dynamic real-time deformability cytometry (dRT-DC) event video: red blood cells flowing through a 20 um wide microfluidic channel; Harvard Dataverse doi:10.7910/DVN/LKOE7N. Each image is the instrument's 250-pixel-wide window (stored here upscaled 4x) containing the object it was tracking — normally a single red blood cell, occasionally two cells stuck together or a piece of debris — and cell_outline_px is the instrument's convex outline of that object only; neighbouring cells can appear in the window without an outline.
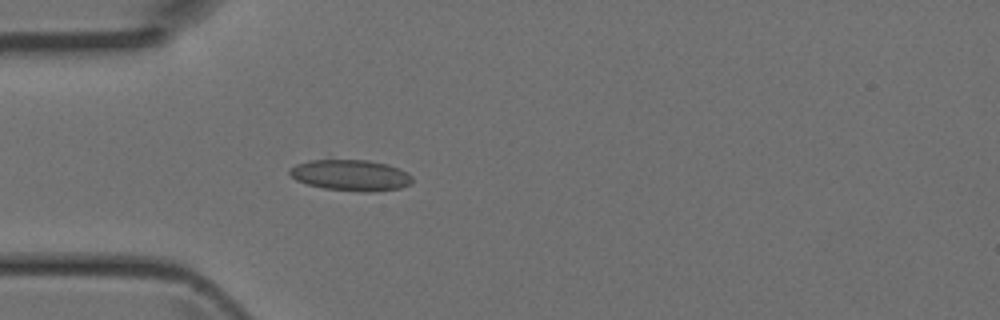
{"species": "Egyptian fruit bat (a non-hibernating species)", "species_latin": "Rousettus aegyptiacus", "temperature_condition": "room temperature", "stored_images_in_passage": 4, "camera_frame_rate_fps": 3000, "um_per_image_px": 0.085, "animal": {"sex": "female"}, "frame": {"image": 1, "passage_image": 4, "time_ms": 1.0, "image_size_px": [1000, 320], "cell_outline_px": [[412, 180], [408, 184], [400, 188], [372, 192], [364, 192], [324, 188], [308, 184], [296, 180], [288, 172], [288, 168], [296, 164], [308, 160], [368, 160], [388, 164], [400, 168], [408, 172], [412, 176]], "centroid_in_image_um": [29.81, 14.88], "position_along_channel_um": 55.2, "area_um2": 22.25}}